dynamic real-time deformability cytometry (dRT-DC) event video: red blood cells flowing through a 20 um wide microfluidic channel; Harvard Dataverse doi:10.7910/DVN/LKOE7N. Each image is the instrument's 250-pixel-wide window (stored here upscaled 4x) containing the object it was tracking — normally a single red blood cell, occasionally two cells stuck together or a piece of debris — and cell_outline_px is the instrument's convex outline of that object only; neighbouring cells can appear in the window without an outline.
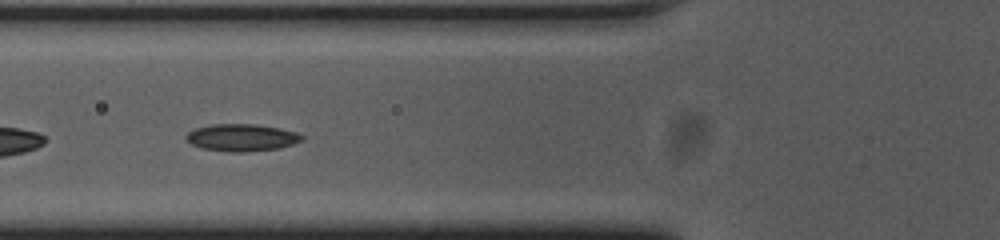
{"species": "common noctule bat (a hibernating species)", "species_latin": "Nyctalus noctula", "temperature_condition": "cold", "stored_images_in_passage": 40, "camera_frame_rate_fps": 3000, "um_per_image_px": 0.085, "animal": {"sex": "female", "body_mass_g": 23.0, "forearm_length_mm": 53.4}, "frame": {"image": 1, "passage_image": 5, "time_ms": 1.333, "image_size_px": [1000, 240], "cell_outline_px": [[304, 140], [280, 148], [240, 152], [232, 152], [200, 148], [192, 144], [184, 136], [188, 132], [196, 128], [212, 124], [256, 124], [280, 128], [296, 132], [304, 136]], "centroid_in_image_um": [20.56, 11.69], "position_along_channel_um": 105.2, "area_um2": 18.32}}
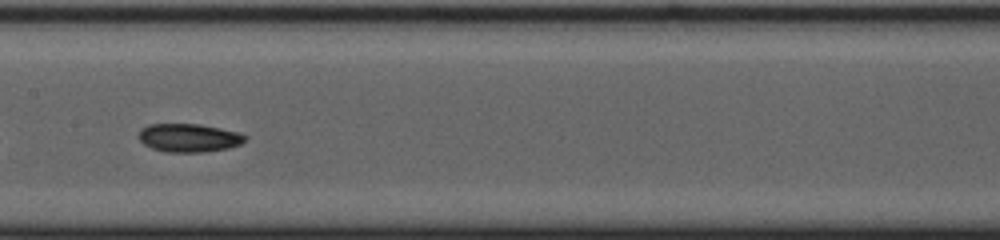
{"frame": {"image": 2, "passage_image": 12, "time_ms": 3.667, "image_size_px": [1000, 240], "cell_outline_px": [[248, 136], [240, 144], [228, 148], [204, 152], [168, 152], [152, 148], [144, 144], [140, 140], [140, 132], [148, 124], [200, 124], [220, 128], [236, 132]], "centroid_in_image_um": [16.07, 11.71], "position_along_channel_um": 191.3, "area_um2": 17.34}}
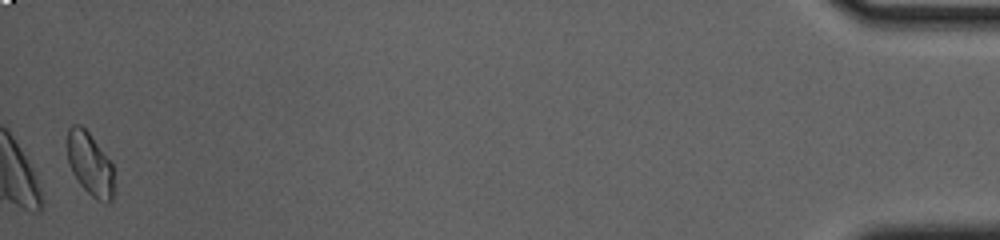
{"frame": {"image": 3, "passage_image": 39, "time_ms": 12.667, "image_size_px": [1000, 240], "cell_outline_px": [[112, 200], [96, 200], [80, 184], [72, 172], [68, 164], [68, 128], [72, 124], [80, 124], [88, 132], [112, 164]], "centroid_in_image_um": [7.6, 13.91], "position_along_channel_um": 427.6, "area_um2": 16.59}, "authors_computed_cell_mechanics": {"area_um2": 17.1377, "velocity_mm_per_s": 3.6793, "shape_relaxation_time_tau1_ms": 2.0512, "shape_relaxation_time_tau2_ms": null, "deformation_change_tau1": 0.0741, "deformation_change_tau2": null}}